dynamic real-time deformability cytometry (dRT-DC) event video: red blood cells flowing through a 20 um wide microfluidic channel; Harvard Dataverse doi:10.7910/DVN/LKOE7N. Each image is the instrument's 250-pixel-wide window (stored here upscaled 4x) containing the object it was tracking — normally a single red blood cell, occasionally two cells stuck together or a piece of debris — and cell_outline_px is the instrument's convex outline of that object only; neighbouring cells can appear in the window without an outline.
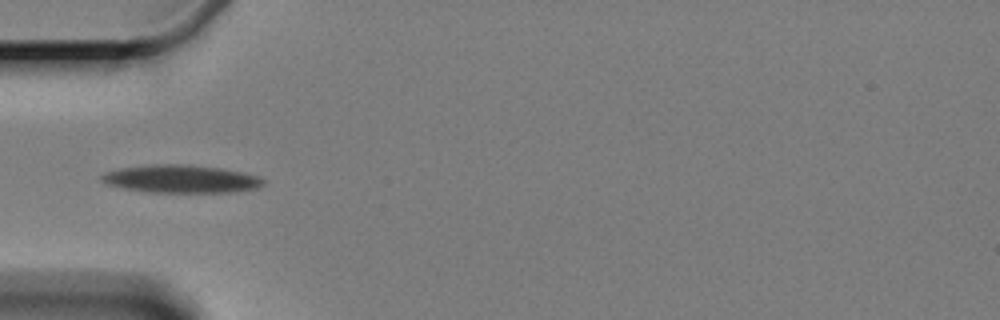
{"species": "Egyptian fruit bat (a non-hibernating species)", "species_latin": "Rousettus aegyptiacus", "temperature_condition": "cold", "stored_images_in_passage": 4, "camera_frame_rate_fps": 3000, "um_per_image_px": 0.085, "animal": {"sex": "female"}, "frame": {"image": 1, "passage_image": 4, "time_ms": 4.0, "image_size_px": [1000, 320], "cell_outline_px": [[264, 184], [256, 188], [232, 192], [144, 192], [104, 184], [100, 180], [100, 176], [108, 172], [124, 168], [156, 164], [176, 164], [216, 168], [240, 172], [256, 176], [264, 180]], "centroid_in_image_um": [15.34, 15.23], "position_along_channel_um": 69.7, "area_um2": 25.72}}